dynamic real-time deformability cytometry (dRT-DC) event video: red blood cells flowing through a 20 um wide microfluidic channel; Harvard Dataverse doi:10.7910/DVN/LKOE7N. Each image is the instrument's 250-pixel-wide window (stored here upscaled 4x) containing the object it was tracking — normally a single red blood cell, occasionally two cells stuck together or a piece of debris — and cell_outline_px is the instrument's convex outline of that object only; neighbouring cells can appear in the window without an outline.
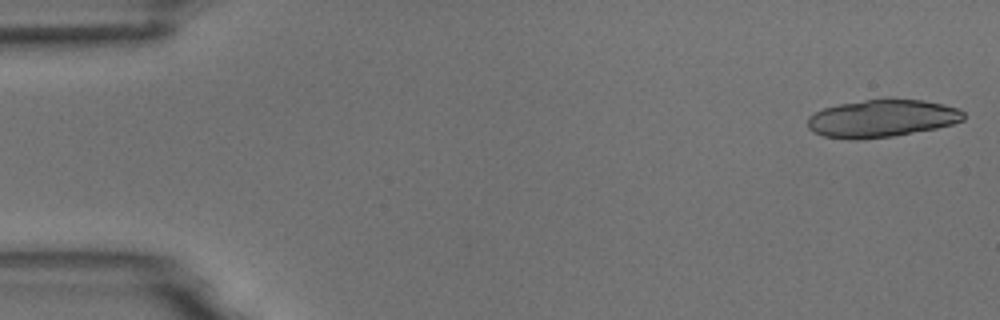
{"species": "common noctule bat (a hibernating species)", "species_latin": "Nyctalus noctula", "temperature_condition": "room temperature", "stored_images_in_passage": 4, "camera_frame_rate_fps": 3000, "um_per_image_px": 0.085, "animal": {"sex": "male", "body_mass_g": 18.8}, "frame": {"image": 1, "passage_image": 1, "time_ms": 0.0, "image_size_px": [1000, 320], "cell_outline_px": [[964, 120], [952, 124], [936, 128], [892, 136], [856, 140], [852, 140], [824, 136], [812, 132], [808, 128], [808, 116], [824, 108], [840, 104], [864, 100], [924, 100], [944, 104], [960, 108], [964, 112]], "centroid_in_image_um": [74.96, 10.08], "position_along_channel_um": 10.0, "area_um2": 33.93}}